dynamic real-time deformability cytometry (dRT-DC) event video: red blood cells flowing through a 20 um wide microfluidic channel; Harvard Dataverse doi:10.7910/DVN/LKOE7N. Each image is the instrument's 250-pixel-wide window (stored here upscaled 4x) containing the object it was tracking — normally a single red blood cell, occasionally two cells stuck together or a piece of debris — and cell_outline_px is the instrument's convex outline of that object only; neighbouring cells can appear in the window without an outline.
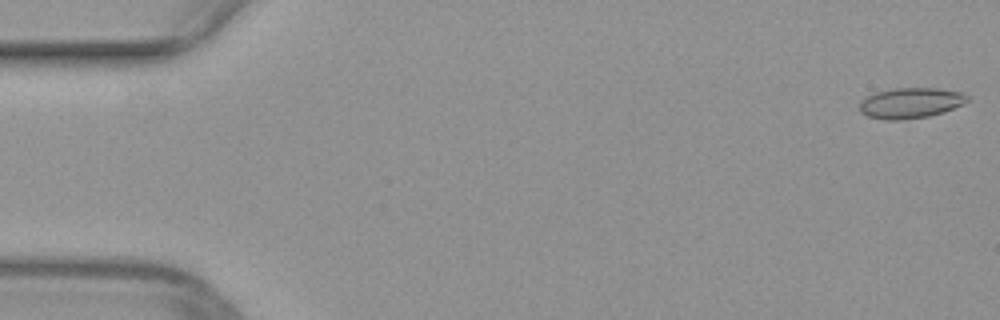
{"species": "common noctule bat (a hibernating species)", "species_latin": "Nyctalus noctula", "temperature_condition": "warm", "stored_images_in_passage": 50, "camera_frame_rate_fps": 3000, "um_per_image_px": 0.085, "animal": {"sex": "female", "body_mass_g": 29.2, "forearm_length_mm": 56.3}, "frame": {"image": 1, "passage_image": 1, "time_ms": 0.0, "image_size_px": [1000, 320], "cell_outline_px": [[968, 100], [964, 104], [944, 112], [928, 116], [904, 120], [884, 120], [868, 116], [860, 112], [860, 100], [876, 92], [892, 88], [936, 88], [964, 92], [968, 96]], "centroid_in_image_um": [77.41, 8.75], "position_along_channel_um": 7.6, "area_um2": 19.36}}
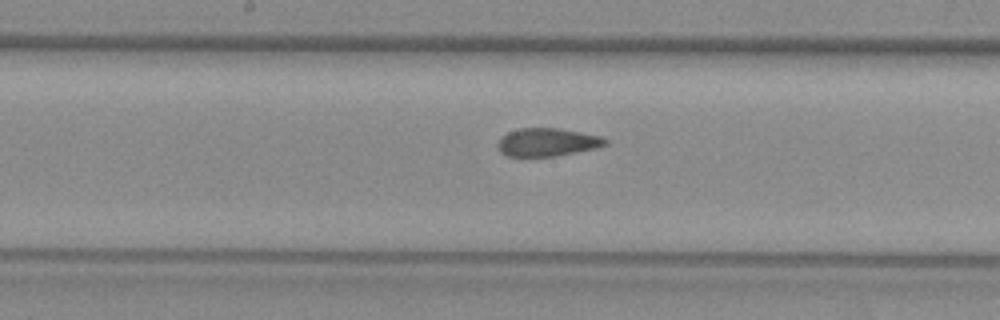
{"frame": {"image": 2, "passage_image": 26, "time_ms": 8.333, "image_size_px": [1000, 320], "cell_outline_px": [[608, 144], [596, 148], [552, 156], [508, 156], [500, 152], [496, 148], [496, 144], [508, 132], [520, 128], [556, 128], [580, 132], [600, 136], [608, 140]], "centroid_in_image_um": [46.5, 12.08], "position_along_channel_um": 201.7, "area_um2": 17.4}}
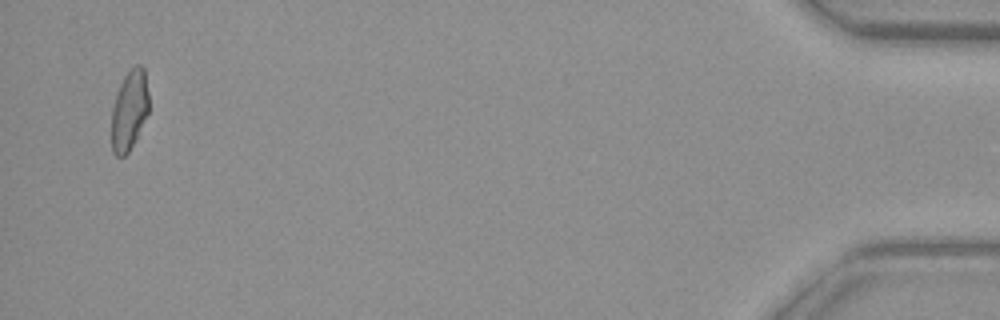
{"frame": {"image": 3, "passage_image": 49, "time_ms": 16.0, "image_size_px": [1000, 320], "cell_outline_px": [[148, 112], [136, 140], [128, 152], [124, 156], [116, 156], [112, 152], [112, 108], [116, 92], [128, 68], [136, 64], [140, 64], [144, 68], [148, 92]], "centroid_in_image_um": [10.99, 9.34], "position_along_channel_um": 424.2, "area_um2": 17.57}}